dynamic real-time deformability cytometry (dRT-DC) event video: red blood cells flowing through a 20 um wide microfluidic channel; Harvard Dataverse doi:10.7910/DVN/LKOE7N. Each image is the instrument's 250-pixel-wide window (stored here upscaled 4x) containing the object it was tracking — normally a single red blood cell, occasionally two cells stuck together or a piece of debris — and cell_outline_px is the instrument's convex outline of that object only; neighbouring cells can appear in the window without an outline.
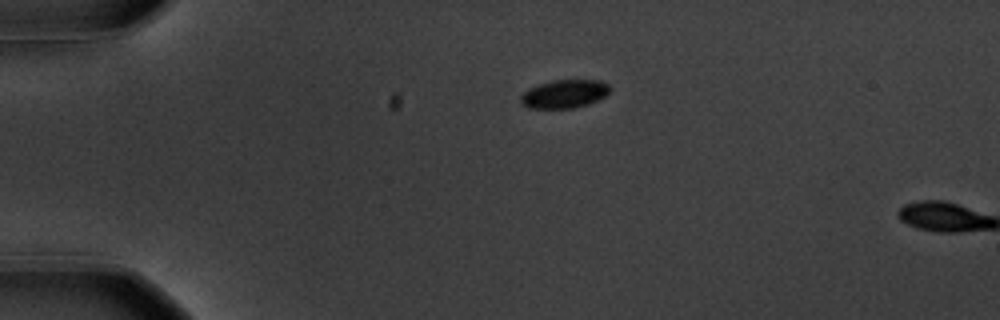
{"species": "common noctule bat (a hibernating species)", "species_latin": "Nyctalus noctula", "temperature_condition": "warm", "stored_images_in_passage": 2, "camera_frame_rate_fps": 3000, "um_per_image_px": 0.085, "animal": {"sex": "male", "body_mass_g": 20.1, "forearm_length_mm": 53.5}, "frame": {"image": 1, "passage_image": 1, "time_ms": 0.0, "image_size_px": [1000, 320], "cell_outline_px": [[612, 88], [604, 96], [588, 104], [572, 108], [528, 108], [520, 104], [520, 96], [528, 88], [552, 80], [600, 80], [608, 84]], "centroid_in_image_um": [47.94, 7.98], "position_along_channel_um": 37.1, "area_um2": 14.74}}